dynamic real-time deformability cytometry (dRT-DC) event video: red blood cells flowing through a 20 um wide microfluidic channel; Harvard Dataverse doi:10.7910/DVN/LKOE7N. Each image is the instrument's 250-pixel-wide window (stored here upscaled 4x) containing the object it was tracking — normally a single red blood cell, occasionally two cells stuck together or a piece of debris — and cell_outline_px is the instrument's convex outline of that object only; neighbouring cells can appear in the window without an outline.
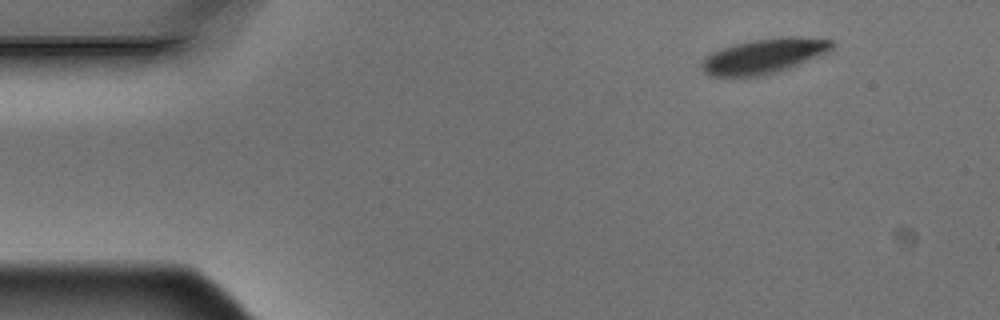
{"species": "Egyptian fruit bat (a non-hibernating species)", "species_latin": "Rousettus aegyptiacus", "temperature_condition": "warm", "stored_images_in_passage": 5, "camera_frame_rate_fps": 3000, "um_per_image_px": 0.085, "animal": {"sex": "male"}, "frame": {"image": 1, "passage_image": 1, "time_ms": 0.0, "image_size_px": [1000, 320], "cell_outline_px": [[836, 44], [828, 52], [800, 64], [764, 76], [708, 76], [700, 68], [704, 56], [720, 48], [752, 40], [780, 36], [800, 36], [836, 40]], "centroid_in_image_um": [64.96, 4.75], "position_along_channel_um": 20.0, "area_um2": 26.88}}
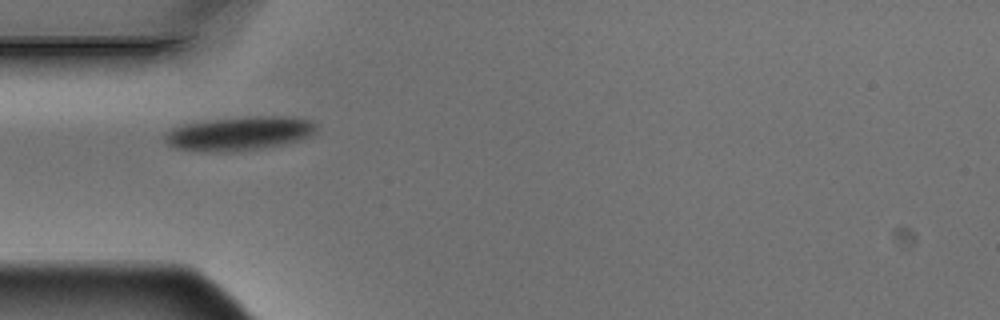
{"frame": {"image": 2, "passage_image": 4, "time_ms": 1.0, "image_size_px": [1000, 320], "cell_outline_px": [[316, 132], [308, 136], [296, 140], [264, 148], [232, 152], [200, 152], [176, 148], [168, 144], [164, 140], [164, 136], [172, 128], [184, 124], [208, 120], [256, 116], [288, 116], [312, 120], [316, 124]], "centroid_in_image_um": [20.32, 11.35], "position_along_channel_um": 64.7, "area_um2": 29.94}}
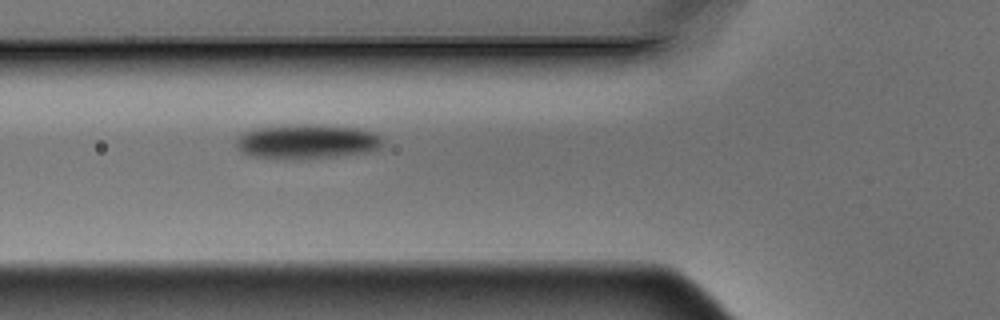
{"frame": {"image": 3, "passage_image": 5, "time_ms": 1.333, "image_size_px": [1000, 320], "cell_outline_px": [[384, 144], [380, 148], [368, 152], [336, 156], [252, 156], [244, 152], [236, 144], [236, 136], [240, 132], [252, 128], [284, 124], [316, 124], [360, 128], [376, 132], [380, 136]], "centroid_in_image_um": [26.13, 11.95], "position_along_channel_um": 99.7, "area_um2": 29.02}}